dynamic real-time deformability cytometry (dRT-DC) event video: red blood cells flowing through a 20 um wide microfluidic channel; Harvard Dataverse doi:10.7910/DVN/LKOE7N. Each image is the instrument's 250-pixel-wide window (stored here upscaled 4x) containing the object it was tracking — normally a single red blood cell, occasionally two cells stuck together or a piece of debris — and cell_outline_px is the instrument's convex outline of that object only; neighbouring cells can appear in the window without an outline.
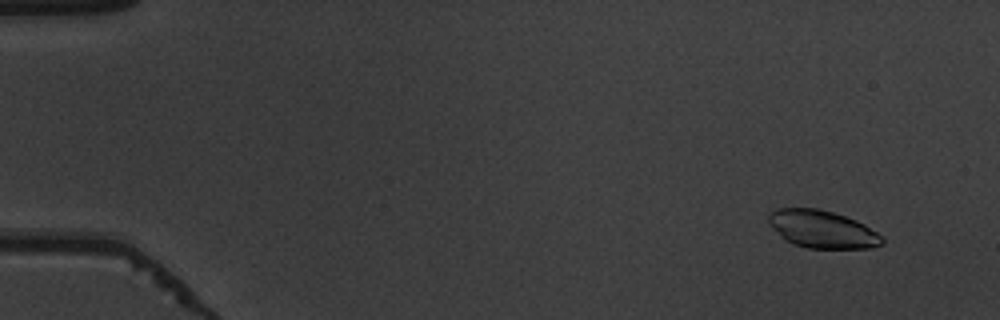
{"species": "common noctule bat (a hibernating species)", "species_latin": "Nyctalus noctula", "temperature_condition": "warm", "stored_images_in_passage": 54, "camera_frame_rate_fps": 3000, "um_per_image_px": 0.085, "animal": {"sex": "male", "body_mass_g": 19.5, "forearm_length_mm": 54.6}, "frame": {"image": 1, "passage_image": 5, "time_ms": 1.333, "image_size_px": [1000, 320], "cell_outline_px": [[884, 244], [868, 248], [808, 248], [792, 244], [784, 240], [768, 224], [768, 212], [776, 208], [820, 208], [856, 220], [864, 224], [876, 232], [884, 240]], "centroid_in_image_um": [69.83, 19.48], "position_along_channel_um": 15.2, "area_um2": 25.03}}
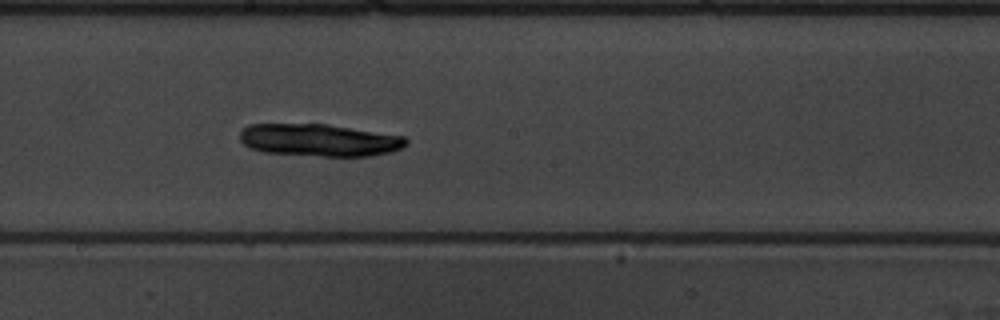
{"frame": {"image": 2, "passage_image": 31, "time_ms": 10.0, "image_size_px": [1000, 320], "cell_outline_px": [[408, 144], [392, 152], [368, 156], [320, 156], [264, 152], [248, 148], [240, 140], [240, 132], [248, 124], [328, 124], [404, 136], [408, 140]], "centroid_in_image_um": [27.14, 11.91], "position_along_channel_um": 221.1, "area_um2": 31.44}}
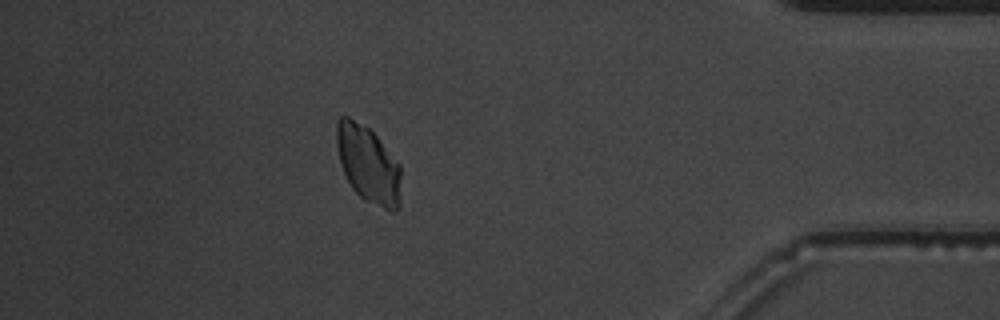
{"frame": {"image": 3, "passage_image": 48, "time_ms": 15.667, "image_size_px": [1000, 320], "cell_outline_px": [[400, 208], [396, 212], [392, 212], [364, 200], [352, 188], [340, 164], [336, 144], [336, 120], [340, 116], [348, 116], [368, 128], [376, 136], [400, 164]], "centroid_in_image_um": [31.3, 13.99], "position_along_channel_um": 403.9, "area_um2": 29.02}, "authors_computed_cell_mechanics": {"area_um2": 29.1601, "velocity_mm_per_s": 3.8838, "shape_relaxation_time_tau1_ms": 4.7375, "shape_relaxation_time_tau2_ms": null, "deformation_change_tau1": 0.0845, "deformation_change_tau2": null}}